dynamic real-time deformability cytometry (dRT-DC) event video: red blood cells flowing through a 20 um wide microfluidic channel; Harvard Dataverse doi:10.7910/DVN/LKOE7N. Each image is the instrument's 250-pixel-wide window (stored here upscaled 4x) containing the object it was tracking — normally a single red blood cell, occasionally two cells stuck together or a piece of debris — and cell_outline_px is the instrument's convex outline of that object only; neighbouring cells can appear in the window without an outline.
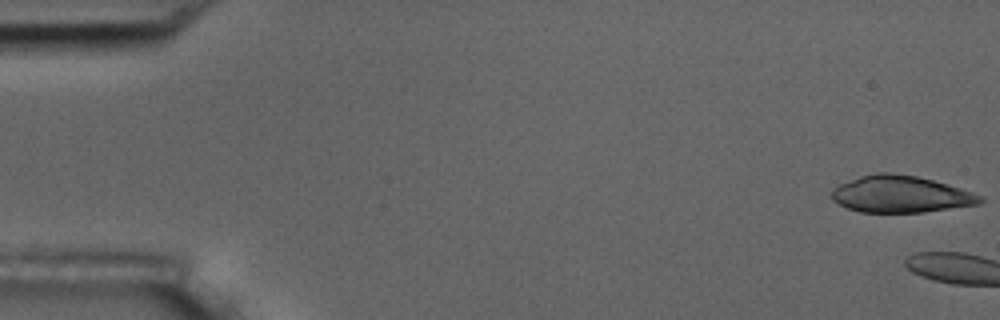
{"species": "common noctule bat (a hibernating species)", "species_latin": "Nyctalus noctula", "temperature_condition": "room temperature", "stored_images_in_passage": 13, "camera_frame_rate_fps": 3000, "um_per_image_px": 0.085, "animal": {"sex": "male", "body_mass_g": 17.5, "forearm_length_mm": 52.3}, "frame": {"image": 1, "passage_image": 1, "time_ms": 0.0, "image_size_px": [1000, 320], "cell_outline_px": [[984, 200], [980, 204], [924, 212], [860, 212], [848, 208], [832, 200], [832, 188], [840, 184], [860, 176], [876, 172], [888, 172], [916, 176], [948, 184], [972, 192], [980, 196]], "centroid_in_image_um": [76.55, 16.5], "position_along_channel_um": 8.4, "area_um2": 31.67}}